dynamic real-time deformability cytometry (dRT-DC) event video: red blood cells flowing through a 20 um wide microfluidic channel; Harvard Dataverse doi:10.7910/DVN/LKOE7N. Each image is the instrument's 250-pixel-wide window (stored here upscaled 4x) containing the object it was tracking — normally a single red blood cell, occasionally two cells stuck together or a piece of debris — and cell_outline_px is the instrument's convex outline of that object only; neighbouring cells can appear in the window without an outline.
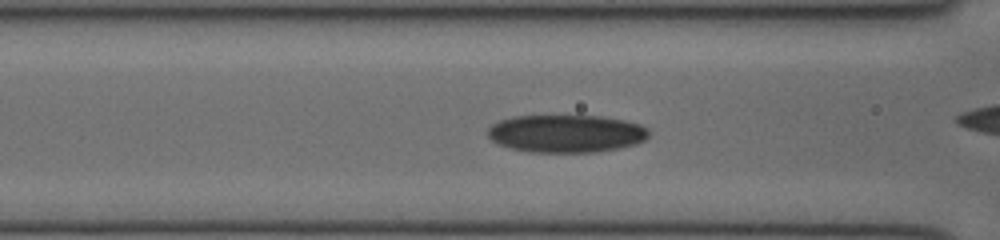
{"species": "human", "species_latin": "Homo sapiens", "temperature_condition": "cold", "stored_images_in_passage": 43, "camera_frame_rate_fps": 3000, "um_per_image_px": 0.085, "donor": {"sex": "female"}, "frame": {"image": 1, "passage_image": 16, "time_ms": 5.0, "image_size_px": [1000, 240], "cell_outline_px": [[648, 136], [644, 140], [636, 144], [596, 152], [528, 152], [508, 148], [496, 144], [488, 136], [488, 128], [492, 124], [500, 120], [516, 116], [600, 116], [624, 120], [640, 124], [648, 128]], "centroid_in_image_um": [48.1, 11.36], "position_along_channel_um": 118.5, "area_um2": 35.49}}
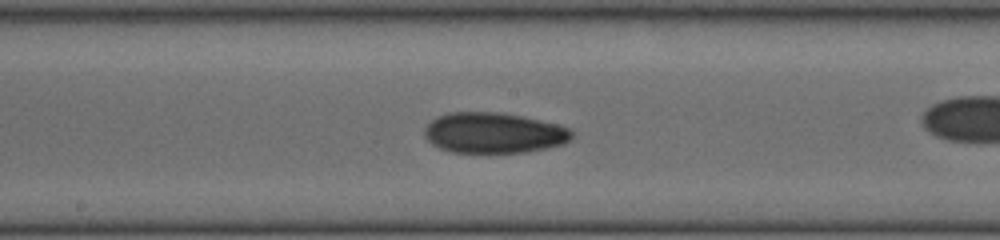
{"frame": {"image": 2, "passage_image": 22, "time_ms": 7.0, "image_size_px": [1000, 240], "cell_outline_px": [[572, 140], [564, 144], [548, 148], [524, 152], [452, 152], [440, 148], [432, 144], [424, 136], [424, 128], [436, 116], [448, 112], [500, 112], [524, 116], [560, 124], [568, 128], [572, 132]], "centroid_in_image_um": [41.99, 11.28], "position_along_channel_um": 206.2, "area_um2": 35.14}}
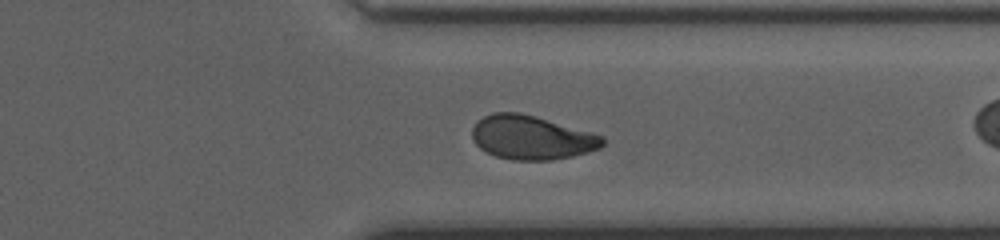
{"frame": {"image": 3, "passage_image": 33, "time_ms": 10.667, "image_size_px": [1000, 240], "cell_outline_px": [[604, 144], [600, 148], [588, 152], [572, 156], [552, 160], [512, 160], [496, 156], [480, 148], [472, 140], [472, 128], [484, 116], [492, 112], [520, 112], [536, 116], [592, 132], [604, 136]], "centroid_in_image_um": [45.2, 11.69], "position_along_channel_um": 366.2, "area_um2": 33.47}}